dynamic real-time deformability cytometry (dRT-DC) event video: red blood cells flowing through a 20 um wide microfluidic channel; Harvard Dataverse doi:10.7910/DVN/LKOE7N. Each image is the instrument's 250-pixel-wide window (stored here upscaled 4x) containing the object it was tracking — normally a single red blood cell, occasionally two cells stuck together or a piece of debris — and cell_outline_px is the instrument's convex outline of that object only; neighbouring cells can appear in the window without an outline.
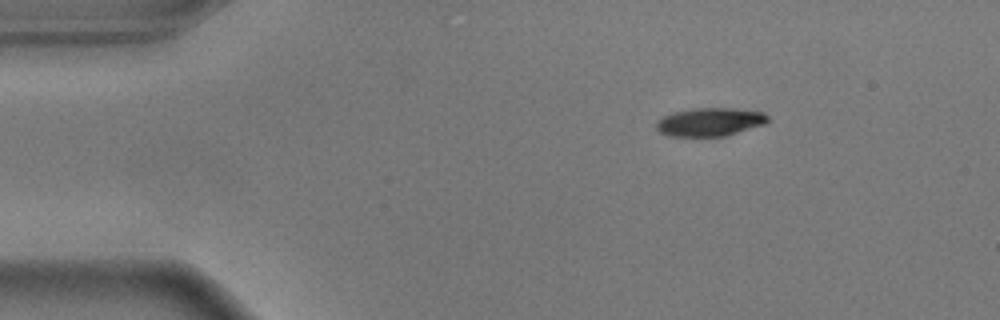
{"species": "common noctule bat (a hibernating species)", "species_latin": "Nyctalus noctula", "temperature_condition": "warm", "stored_images_in_passage": 48, "camera_frame_rate_fps": 3000, "um_per_image_px": 0.085, "animal": {"sex": "male", "body_mass_g": 17.9}, "frame": {"image": 1, "passage_image": 1, "time_ms": 0.0, "image_size_px": [1000, 320], "cell_outline_px": [[768, 120], [764, 124], [724, 136], [668, 136], [660, 132], [656, 128], [656, 120], [672, 112], [692, 108], [732, 108], [764, 112], [768, 116]], "centroid_in_image_um": [60.3, 10.36], "position_along_channel_um": 24.7, "area_um2": 18.38}}
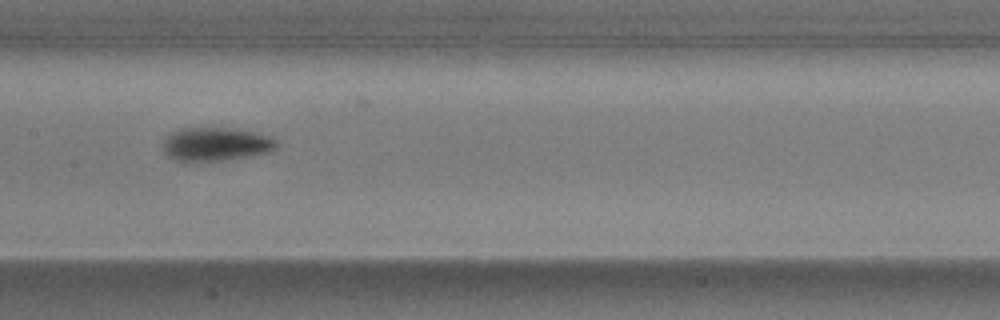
{"frame": {"image": 2, "passage_image": 20, "time_ms": 6.333, "image_size_px": [1000, 320], "cell_outline_px": [[276, 148], [268, 152], [248, 156], [184, 164], [168, 156], [164, 152], [164, 140], [172, 132], [180, 128], [236, 128], [256, 132], [272, 136], [276, 140]], "centroid_in_image_um": [18.33, 12.26], "position_along_channel_um": 189.1, "area_um2": 22.43}}
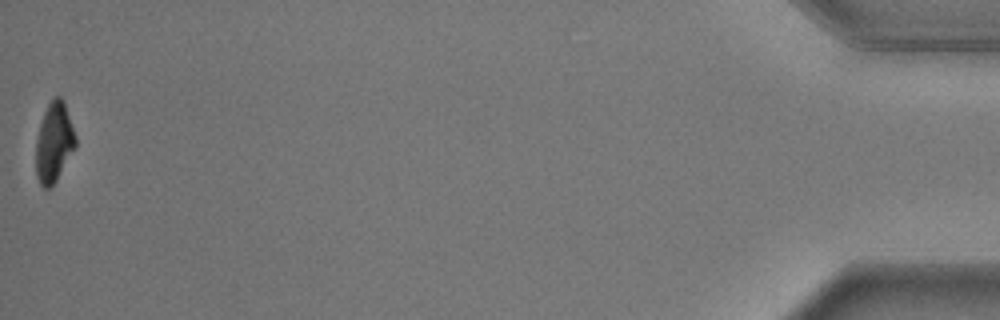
{"frame": {"image": 3, "passage_image": 48, "time_ms": 15.667, "image_size_px": [1000, 320], "cell_outline_px": [[76, 148], [52, 188], [44, 188], [40, 184], [36, 176], [36, 140], [40, 124], [44, 112], [48, 104], [56, 96], [60, 96], [64, 100], [76, 136]], "centroid_in_image_um": [4.6, 12.13], "position_along_channel_um": 430.6, "area_um2": 18.61}, "authors_computed_cell_mechanics": {"area_um2": 20.6057, "velocity_mm_per_s": 3.6379, "shape_relaxation_time_tau1_ms": 3.7274, "shape_relaxation_time_tau2_ms": 3.7458, "deformation_change_tau1": 0.1955, "deformation_change_tau2": 0.0645}}